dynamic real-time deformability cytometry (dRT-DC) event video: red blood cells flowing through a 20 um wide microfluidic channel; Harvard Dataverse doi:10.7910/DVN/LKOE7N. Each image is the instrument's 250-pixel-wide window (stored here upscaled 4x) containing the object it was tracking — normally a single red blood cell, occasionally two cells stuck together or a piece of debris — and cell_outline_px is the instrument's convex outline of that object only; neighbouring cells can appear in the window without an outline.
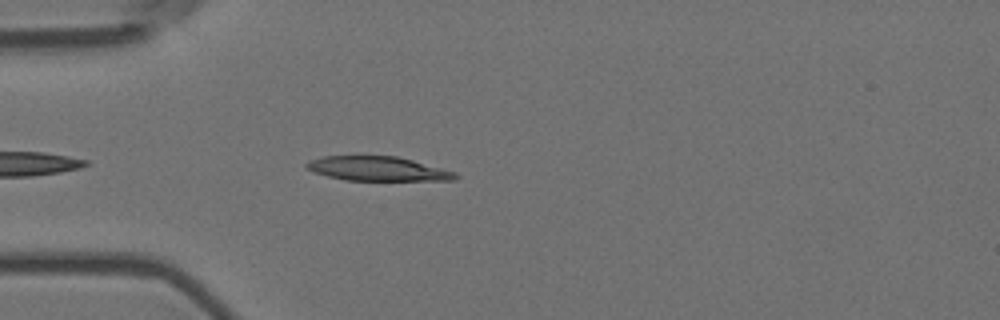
{"species": "Egyptian fruit bat (a non-hibernating species)", "species_latin": "Rousettus aegyptiacus", "temperature_condition": "room temperature", "stored_images_in_passage": 12, "camera_frame_rate_fps": 3000, "um_per_image_px": 0.085, "animal": {"sex": "female"}, "frame": {"image": 1, "passage_image": 4, "time_ms": 1.0, "image_size_px": [1000, 320], "cell_outline_px": [[460, 176], [456, 180], [344, 180], [312, 172], [304, 168], [304, 164], [308, 160], [324, 156], [396, 156], [412, 160], [456, 172]], "centroid_in_image_um": [32.06, 14.34], "position_along_channel_um": 52.9, "area_um2": 21.15}}
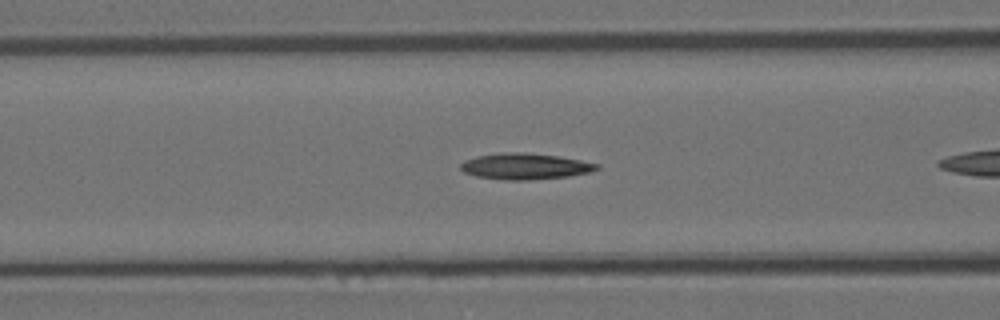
{"frame": {"image": 2, "passage_image": 7, "time_ms": 2.0, "image_size_px": [1000, 320], "cell_outline_px": [[600, 168], [588, 172], [568, 176], [528, 180], [508, 180], [476, 176], [464, 172], [460, 168], [460, 164], [464, 160], [476, 156], [504, 152], [524, 152], [560, 156], [600, 164]], "centroid_in_image_um": [44.62, 14.13], "position_along_channel_um": 122.0, "area_um2": 20.69}}
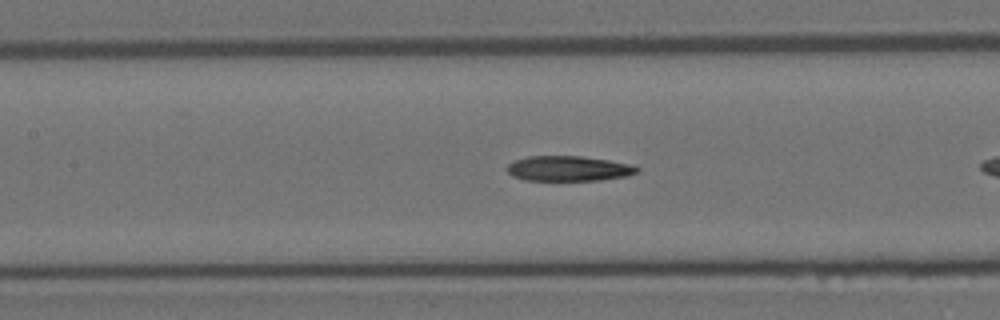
{"frame": {"image": 3, "passage_image": 10, "time_ms": 3.0, "image_size_px": [1000, 320], "cell_outline_px": [[640, 172], [628, 176], [600, 180], [524, 180], [512, 176], [508, 172], [508, 164], [516, 160], [528, 156], [580, 156], [608, 160], [632, 164], [640, 168]], "centroid_in_image_um": [48.38, 14.33], "position_along_channel_um": 159.0, "area_um2": 19.07}}